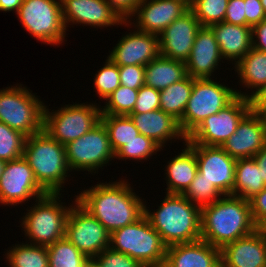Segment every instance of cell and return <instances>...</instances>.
<instances>
[{
    "label": "cell",
    "instance_id": "1",
    "mask_svg": "<svg viewBox=\"0 0 266 267\" xmlns=\"http://www.w3.org/2000/svg\"><path fill=\"white\" fill-rule=\"evenodd\" d=\"M126 177L104 182V179L77 192V201L111 234L133 224L145 214V199ZM125 178V179H124ZM133 185V186H132ZM135 190V191H134Z\"/></svg>",
    "mask_w": 266,
    "mask_h": 267
},
{
    "label": "cell",
    "instance_id": "2",
    "mask_svg": "<svg viewBox=\"0 0 266 267\" xmlns=\"http://www.w3.org/2000/svg\"><path fill=\"white\" fill-rule=\"evenodd\" d=\"M201 240L222 248L256 230L249 200L224 195L201 207Z\"/></svg>",
    "mask_w": 266,
    "mask_h": 267
},
{
    "label": "cell",
    "instance_id": "3",
    "mask_svg": "<svg viewBox=\"0 0 266 267\" xmlns=\"http://www.w3.org/2000/svg\"><path fill=\"white\" fill-rule=\"evenodd\" d=\"M150 208L145 198V216L168 247L174 244L192 243L201 240V208L183 194H168Z\"/></svg>",
    "mask_w": 266,
    "mask_h": 267
},
{
    "label": "cell",
    "instance_id": "4",
    "mask_svg": "<svg viewBox=\"0 0 266 267\" xmlns=\"http://www.w3.org/2000/svg\"><path fill=\"white\" fill-rule=\"evenodd\" d=\"M73 195L74 201L71 199L72 202L68 204L63 202L66 200L63 193H47L35 199L19 218L18 227H22L21 235L25 236L22 240L33 245L48 246L64 238L71 207L77 201L76 194Z\"/></svg>",
    "mask_w": 266,
    "mask_h": 267
},
{
    "label": "cell",
    "instance_id": "5",
    "mask_svg": "<svg viewBox=\"0 0 266 267\" xmlns=\"http://www.w3.org/2000/svg\"><path fill=\"white\" fill-rule=\"evenodd\" d=\"M23 157L32 169L38 184L47 193L66 192L68 195L67 192L69 191L66 190L65 185L68 186L66 183L70 182L71 179L74 183L73 178L75 176L68 166L63 144L42 130L26 137Z\"/></svg>",
    "mask_w": 266,
    "mask_h": 267
},
{
    "label": "cell",
    "instance_id": "6",
    "mask_svg": "<svg viewBox=\"0 0 266 267\" xmlns=\"http://www.w3.org/2000/svg\"><path fill=\"white\" fill-rule=\"evenodd\" d=\"M32 91L20 82L0 89V122L26 137L43 130L45 101Z\"/></svg>",
    "mask_w": 266,
    "mask_h": 267
},
{
    "label": "cell",
    "instance_id": "7",
    "mask_svg": "<svg viewBox=\"0 0 266 267\" xmlns=\"http://www.w3.org/2000/svg\"><path fill=\"white\" fill-rule=\"evenodd\" d=\"M101 102H73L53 106H44L43 130L53 139L64 146L75 139L80 138L85 133L95 127L101 119ZM56 109V110H55Z\"/></svg>",
    "mask_w": 266,
    "mask_h": 267
},
{
    "label": "cell",
    "instance_id": "8",
    "mask_svg": "<svg viewBox=\"0 0 266 267\" xmlns=\"http://www.w3.org/2000/svg\"><path fill=\"white\" fill-rule=\"evenodd\" d=\"M109 247L134 258L143 266L165 263L167 246L145 215L137 222L112 232Z\"/></svg>",
    "mask_w": 266,
    "mask_h": 267
},
{
    "label": "cell",
    "instance_id": "9",
    "mask_svg": "<svg viewBox=\"0 0 266 267\" xmlns=\"http://www.w3.org/2000/svg\"><path fill=\"white\" fill-rule=\"evenodd\" d=\"M195 79L185 112L179 122L182 133L188 137L207 117L218 113L236 97L235 86H228L223 78Z\"/></svg>",
    "mask_w": 266,
    "mask_h": 267
},
{
    "label": "cell",
    "instance_id": "10",
    "mask_svg": "<svg viewBox=\"0 0 266 267\" xmlns=\"http://www.w3.org/2000/svg\"><path fill=\"white\" fill-rule=\"evenodd\" d=\"M16 16L30 37L41 44L59 47L68 41L61 0H23Z\"/></svg>",
    "mask_w": 266,
    "mask_h": 267
},
{
    "label": "cell",
    "instance_id": "11",
    "mask_svg": "<svg viewBox=\"0 0 266 267\" xmlns=\"http://www.w3.org/2000/svg\"><path fill=\"white\" fill-rule=\"evenodd\" d=\"M65 150L68 166L76 177L84 171L83 174L93 176L102 173L104 167L115 160V152L101 121L80 138L66 144Z\"/></svg>",
    "mask_w": 266,
    "mask_h": 267
},
{
    "label": "cell",
    "instance_id": "12",
    "mask_svg": "<svg viewBox=\"0 0 266 267\" xmlns=\"http://www.w3.org/2000/svg\"><path fill=\"white\" fill-rule=\"evenodd\" d=\"M45 194L47 192L38 184L23 156L5 163L4 172L0 177L1 207L28 206L29 202L32 203Z\"/></svg>",
    "mask_w": 266,
    "mask_h": 267
},
{
    "label": "cell",
    "instance_id": "13",
    "mask_svg": "<svg viewBox=\"0 0 266 267\" xmlns=\"http://www.w3.org/2000/svg\"><path fill=\"white\" fill-rule=\"evenodd\" d=\"M249 111V99L237 96L224 109L207 117L187 137L186 143L221 147Z\"/></svg>",
    "mask_w": 266,
    "mask_h": 267
},
{
    "label": "cell",
    "instance_id": "14",
    "mask_svg": "<svg viewBox=\"0 0 266 267\" xmlns=\"http://www.w3.org/2000/svg\"><path fill=\"white\" fill-rule=\"evenodd\" d=\"M65 237L90 260L110 245V233L78 201L71 207Z\"/></svg>",
    "mask_w": 266,
    "mask_h": 267
},
{
    "label": "cell",
    "instance_id": "15",
    "mask_svg": "<svg viewBox=\"0 0 266 267\" xmlns=\"http://www.w3.org/2000/svg\"><path fill=\"white\" fill-rule=\"evenodd\" d=\"M121 26L125 29L127 27L130 32L122 33L117 44L113 45L114 47L112 46L111 51L109 50L107 54L116 65L146 66L160 55L158 35L134 29L129 21H123Z\"/></svg>",
    "mask_w": 266,
    "mask_h": 267
},
{
    "label": "cell",
    "instance_id": "16",
    "mask_svg": "<svg viewBox=\"0 0 266 267\" xmlns=\"http://www.w3.org/2000/svg\"><path fill=\"white\" fill-rule=\"evenodd\" d=\"M61 5L67 32L74 25L89 26L94 30L100 29L101 32L102 29L112 28L111 26L121 28L123 22L106 0H61Z\"/></svg>",
    "mask_w": 266,
    "mask_h": 267
},
{
    "label": "cell",
    "instance_id": "17",
    "mask_svg": "<svg viewBox=\"0 0 266 267\" xmlns=\"http://www.w3.org/2000/svg\"><path fill=\"white\" fill-rule=\"evenodd\" d=\"M196 155L198 172L223 195H232L235 184L236 159L221 147L188 144Z\"/></svg>",
    "mask_w": 266,
    "mask_h": 267
},
{
    "label": "cell",
    "instance_id": "18",
    "mask_svg": "<svg viewBox=\"0 0 266 267\" xmlns=\"http://www.w3.org/2000/svg\"><path fill=\"white\" fill-rule=\"evenodd\" d=\"M189 9L180 0H142L127 21L138 30L159 35Z\"/></svg>",
    "mask_w": 266,
    "mask_h": 267
},
{
    "label": "cell",
    "instance_id": "19",
    "mask_svg": "<svg viewBox=\"0 0 266 267\" xmlns=\"http://www.w3.org/2000/svg\"><path fill=\"white\" fill-rule=\"evenodd\" d=\"M200 28L201 24L189 9L158 35L160 55L185 63Z\"/></svg>",
    "mask_w": 266,
    "mask_h": 267
},
{
    "label": "cell",
    "instance_id": "20",
    "mask_svg": "<svg viewBox=\"0 0 266 267\" xmlns=\"http://www.w3.org/2000/svg\"><path fill=\"white\" fill-rule=\"evenodd\" d=\"M266 145V128L258 113L251 110L242 118L221 148L234 159L253 158Z\"/></svg>",
    "mask_w": 266,
    "mask_h": 267
},
{
    "label": "cell",
    "instance_id": "21",
    "mask_svg": "<svg viewBox=\"0 0 266 267\" xmlns=\"http://www.w3.org/2000/svg\"><path fill=\"white\" fill-rule=\"evenodd\" d=\"M221 62L225 63L212 29L209 26H201L190 56L185 62L187 75L195 79L215 78L218 75L215 73L221 69Z\"/></svg>",
    "mask_w": 266,
    "mask_h": 267
},
{
    "label": "cell",
    "instance_id": "22",
    "mask_svg": "<svg viewBox=\"0 0 266 267\" xmlns=\"http://www.w3.org/2000/svg\"><path fill=\"white\" fill-rule=\"evenodd\" d=\"M221 267H266V238L256 230L220 249Z\"/></svg>",
    "mask_w": 266,
    "mask_h": 267
},
{
    "label": "cell",
    "instance_id": "23",
    "mask_svg": "<svg viewBox=\"0 0 266 267\" xmlns=\"http://www.w3.org/2000/svg\"><path fill=\"white\" fill-rule=\"evenodd\" d=\"M128 116L140 134L152 139L162 149L166 145H173L172 142H186L187 137L182 133L179 122L161 109Z\"/></svg>",
    "mask_w": 266,
    "mask_h": 267
},
{
    "label": "cell",
    "instance_id": "24",
    "mask_svg": "<svg viewBox=\"0 0 266 267\" xmlns=\"http://www.w3.org/2000/svg\"><path fill=\"white\" fill-rule=\"evenodd\" d=\"M165 267H221L220 248L203 240L168 246Z\"/></svg>",
    "mask_w": 266,
    "mask_h": 267
},
{
    "label": "cell",
    "instance_id": "25",
    "mask_svg": "<svg viewBox=\"0 0 266 267\" xmlns=\"http://www.w3.org/2000/svg\"><path fill=\"white\" fill-rule=\"evenodd\" d=\"M209 27L218 42L222 58L230 67L252 49V27L227 22L216 23Z\"/></svg>",
    "mask_w": 266,
    "mask_h": 267
},
{
    "label": "cell",
    "instance_id": "26",
    "mask_svg": "<svg viewBox=\"0 0 266 267\" xmlns=\"http://www.w3.org/2000/svg\"><path fill=\"white\" fill-rule=\"evenodd\" d=\"M180 146H183L182 149L174 157L170 156L168 161L164 159L165 164L167 163L162 167L165 169L164 193L183 194L198 172L195 151L186 142Z\"/></svg>",
    "mask_w": 266,
    "mask_h": 267
},
{
    "label": "cell",
    "instance_id": "27",
    "mask_svg": "<svg viewBox=\"0 0 266 267\" xmlns=\"http://www.w3.org/2000/svg\"><path fill=\"white\" fill-rule=\"evenodd\" d=\"M231 69L237 74V85L241 86L240 91L235 88L237 96L249 98L266 83V52L252 48Z\"/></svg>",
    "mask_w": 266,
    "mask_h": 267
},
{
    "label": "cell",
    "instance_id": "28",
    "mask_svg": "<svg viewBox=\"0 0 266 267\" xmlns=\"http://www.w3.org/2000/svg\"><path fill=\"white\" fill-rule=\"evenodd\" d=\"M187 76L186 64L159 55L145 66V85L164 90Z\"/></svg>",
    "mask_w": 266,
    "mask_h": 267
},
{
    "label": "cell",
    "instance_id": "29",
    "mask_svg": "<svg viewBox=\"0 0 266 267\" xmlns=\"http://www.w3.org/2000/svg\"><path fill=\"white\" fill-rule=\"evenodd\" d=\"M254 158L237 159L232 196L249 200L266 187Z\"/></svg>",
    "mask_w": 266,
    "mask_h": 267
},
{
    "label": "cell",
    "instance_id": "30",
    "mask_svg": "<svg viewBox=\"0 0 266 267\" xmlns=\"http://www.w3.org/2000/svg\"><path fill=\"white\" fill-rule=\"evenodd\" d=\"M3 253L8 267H49L47 246L22 241L7 247Z\"/></svg>",
    "mask_w": 266,
    "mask_h": 267
},
{
    "label": "cell",
    "instance_id": "31",
    "mask_svg": "<svg viewBox=\"0 0 266 267\" xmlns=\"http://www.w3.org/2000/svg\"><path fill=\"white\" fill-rule=\"evenodd\" d=\"M194 78L187 75L164 90L160 91V109L181 121L193 88Z\"/></svg>",
    "mask_w": 266,
    "mask_h": 267
},
{
    "label": "cell",
    "instance_id": "32",
    "mask_svg": "<svg viewBox=\"0 0 266 267\" xmlns=\"http://www.w3.org/2000/svg\"><path fill=\"white\" fill-rule=\"evenodd\" d=\"M49 267H91L87 258L66 237L47 246Z\"/></svg>",
    "mask_w": 266,
    "mask_h": 267
},
{
    "label": "cell",
    "instance_id": "33",
    "mask_svg": "<svg viewBox=\"0 0 266 267\" xmlns=\"http://www.w3.org/2000/svg\"><path fill=\"white\" fill-rule=\"evenodd\" d=\"M100 121L107 130L111 146L115 153L140 134L129 116L101 115Z\"/></svg>",
    "mask_w": 266,
    "mask_h": 267
},
{
    "label": "cell",
    "instance_id": "34",
    "mask_svg": "<svg viewBox=\"0 0 266 267\" xmlns=\"http://www.w3.org/2000/svg\"><path fill=\"white\" fill-rule=\"evenodd\" d=\"M166 149L167 148L162 149L156 142L147 136L139 134L115 153V161L121 160L126 162L132 160V162L134 161L135 163H144L145 161L147 162L150 159H153L154 155L157 157L159 152H164Z\"/></svg>",
    "mask_w": 266,
    "mask_h": 267
},
{
    "label": "cell",
    "instance_id": "35",
    "mask_svg": "<svg viewBox=\"0 0 266 267\" xmlns=\"http://www.w3.org/2000/svg\"><path fill=\"white\" fill-rule=\"evenodd\" d=\"M138 90L120 85L103 102L101 115H122L128 116L133 112L137 101Z\"/></svg>",
    "mask_w": 266,
    "mask_h": 267
},
{
    "label": "cell",
    "instance_id": "36",
    "mask_svg": "<svg viewBox=\"0 0 266 267\" xmlns=\"http://www.w3.org/2000/svg\"><path fill=\"white\" fill-rule=\"evenodd\" d=\"M101 68L93 74V90L98 97L104 102L113 91L120 86V75L118 65H116L108 56Z\"/></svg>",
    "mask_w": 266,
    "mask_h": 267
},
{
    "label": "cell",
    "instance_id": "37",
    "mask_svg": "<svg viewBox=\"0 0 266 267\" xmlns=\"http://www.w3.org/2000/svg\"><path fill=\"white\" fill-rule=\"evenodd\" d=\"M228 0H194L190 9L201 26L224 22Z\"/></svg>",
    "mask_w": 266,
    "mask_h": 267
},
{
    "label": "cell",
    "instance_id": "38",
    "mask_svg": "<svg viewBox=\"0 0 266 267\" xmlns=\"http://www.w3.org/2000/svg\"><path fill=\"white\" fill-rule=\"evenodd\" d=\"M183 195L200 208L209 205L224 196L213 183L208 182L197 172L190 186Z\"/></svg>",
    "mask_w": 266,
    "mask_h": 267
},
{
    "label": "cell",
    "instance_id": "39",
    "mask_svg": "<svg viewBox=\"0 0 266 267\" xmlns=\"http://www.w3.org/2000/svg\"><path fill=\"white\" fill-rule=\"evenodd\" d=\"M26 136L0 122V159L12 161L23 156Z\"/></svg>",
    "mask_w": 266,
    "mask_h": 267
},
{
    "label": "cell",
    "instance_id": "40",
    "mask_svg": "<svg viewBox=\"0 0 266 267\" xmlns=\"http://www.w3.org/2000/svg\"><path fill=\"white\" fill-rule=\"evenodd\" d=\"M91 267H143V265L134 258L109 247L91 259Z\"/></svg>",
    "mask_w": 266,
    "mask_h": 267
},
{
    "label": "cell",
    "instance_id": "41",
    "mask_svg": "<svg viewBox=\"0 0 266 267\" xmlns=\"http://www.w3.org/2000/svg\"><path fill=\"white\" fill-rule=\"evenodd\" d=\"M160 109V91L143 85L138 90L137 101L130 114H143Z\"/></svg>",
    "mask_w": 266,
    "mask_h": 267
},
{
    "label": "cell",
    "instance_id": "42",
    "mask_svg": "<svg viewBox=\"0 0 266 267\" xmlns=\"http://www.w3.org/2000/svg\"><path fill=\"white\" fill-rule=\"evenodd\" d=\"M120 85L139 90L145 84V66L127 65L118 66Z\"/></svg>",
    "mask_w": 266,
    "mask_h": 267
},
{
    "label": "cell",
    "instance_id": "43",
    "mask_svg": "<svg viewBox=\"0 0 266 267\" xmlns=\"http://www.w3.org/2000/svg\"><path fill=\"white\" fill-rule=\"evenodd\" d=\"M224 22L246 26L244 0H228Z\"/></svg>",
    "mask_w": 266,
    "mask_h": 267
},
{
    "label": "cell",
    "instance_id": "44",
    "mask_svg": "<svg viewBox=\"0 0 266 267\" xmlns=\"http://www.w3.org/2000/svg\"><path fill=\"white\" fill-rule=\"evenodd\" d=\"M246 26L253 27L266 19L260 0H244Z\"/></svg>",
    "mask_w": 266,
    "mask_h": 267
},
{
    "label": "cell",
    "instance_id": "45",
    "mask_svg": "<svg viewBox=\"0 0 266 267\" xmlns=\"http://www.w3.org/2000/svg\"><path fill=\"white\" fill-rule=\"evenodd\" d=\"M253 221L257 225L266 217V187L249 199Z\"/></svg>",
    "mask_w": 266,
    "mask_h": 267
},
{
    "label": "cell",
    "instance_id": "46",
    "mask_svg": "<svg viewBox=\"0 0 266 267\" xmlns=\"http://www.w3.org/2000/svg\"><path fill=\"white\" fill-rule=\"evenodd\" d=\"M123 21H127L142 0H106Z\"/></svg>",
    "mask_w": 266,
    "mask_h": 267
},
{
    "label": "cell",
    "instance_id": "47",
    "mask_svg": "<svg viewBox=\"0 0 266 267\" xmlns=\"http://www.w3.org/2000/svg\"><path fill=\"white\" fill-rule=\"evenodd\" d=\"M252 48L266 52V19L252 27Z\"/></svg>",
    "mask_w": 266,
    "mask_h": 267
},
{
    "label": "cell",
    "instance_id": "48",
    "mask_svg": "<svg viewBox=\"0 0 266 267\" xmlns=\"http://www.w3.org/2000/svg\"><path fill=\"white\" fill-rule=\"evenodd\" d=\"M248 99L250 106H266V83L256 90Z\"/></svg>",
    "mask_w": 266,
    "mask_h": 267
},
{
    "label": "cell",
    "instance_id": "49",
    "mask_svg": "<svg viewBox=\"0 0 266 267\" xmlns=\"http://www.w3.org/2000/svg\"><path fill=\"white\" fill-rule=\"evenodd\" d=\"M23 0H0V11L4 13L13 12L17 14Z\"/></svg>",
    "mask_w": 266,
    "mask_h": 267
},
{
    "label": "cell",
    "instance_id": "50",
    "mask_svg": "<svg viewBox=\"0 0 266 267\" xmlns=\"http://www.w3.org/2000/svg\"><path fill=\"white\" fill-rule=\"evenodd\" d=\"M261 169L262 179L266 184V145L253 157Z\"/></svg>",
    "mask_w": 266,
    "mask_h": 267
},
{
    "label": "cell",
    "instance_id": "51",
    "mask_svg": "<svg viewBox=\"0 0 266 267\" xmlns=\"http://www.w3.org/2000/svg\"><path fill=\"white\" fill-rule=\"evenodd\" d=\"M250 110L261 116L264 127L266 128V106H250Z\"/></svg>",
    "mask_w": 266,
    "mask_h": 267
},
{
    "label": "cell",
    "instance_id": "52",
    "mask_svg": "<svg viewBox=\"0 0 266 267\" xmlns=\"http://www.w3.org/2000/svg\"><path fill=\"white\" fill-rule=\"evenodd\" d=\"M256 231L266 238V217L263 218L257 225H256Z\"/></svg>",
    "mask_w": 266,
    "mask_h": 267
},
{
    "label": "cell",
    "instance_id": "53",
    "mask_svg": "<svg viewBox=\"0 0 266 267\" xmlns=\"http://www.w3.org/2000/svg\"><path fill=\"white\" fill-rule=\"evenodd\" d=\"M6 161L0 159V177L2 176L4 169H5Z\"/></svg>",
    "mask_w": 266,
    "mask_h": 267
},
{
    "label": "cell",
    "instance_id": "54",
    "mask_svg": "<svg viewBox=\"0 0 266 267\" xmlns=\"http://www.w3.org/2000/svg\"><path fill=\"white\" fill-rule=\"evenodd\" d=\"M182 2H184L185 4H187L189 7H191V5L193 4L194 0H180Z\"/></svg>",
    "mask_w": 266,
    "mask_h": 267
},
{
    "label": "cell",
    "instance_id": "55",
    "mask_svg": "<svg viewBox=\"0 0 266 267\" xmlns=\"http://www.w3.org/2000/svg\"><path fill=\"white\" fill-rule=\"evenodd\" d=\"M260 1H261V4H262L264 13H265V15H266V0H260Z\"/></svg>",
    "mask_w": 266,
    "mask_h": 267
},
{
    "label": "cell",
    "instance_id": "56",
    "mask_svg": "<svg viewBox=\"0 0 266 267\" xmlns=\"http://www.w3.org/2000/svg\"><path fill=\"white\" fill-rule=\"evenodd\" d=\"M143 267H165V266L161 265V266H143Z\"/></svg>",
    "mask_w": 266,
    "mask_h": 267
}]
</instances>
